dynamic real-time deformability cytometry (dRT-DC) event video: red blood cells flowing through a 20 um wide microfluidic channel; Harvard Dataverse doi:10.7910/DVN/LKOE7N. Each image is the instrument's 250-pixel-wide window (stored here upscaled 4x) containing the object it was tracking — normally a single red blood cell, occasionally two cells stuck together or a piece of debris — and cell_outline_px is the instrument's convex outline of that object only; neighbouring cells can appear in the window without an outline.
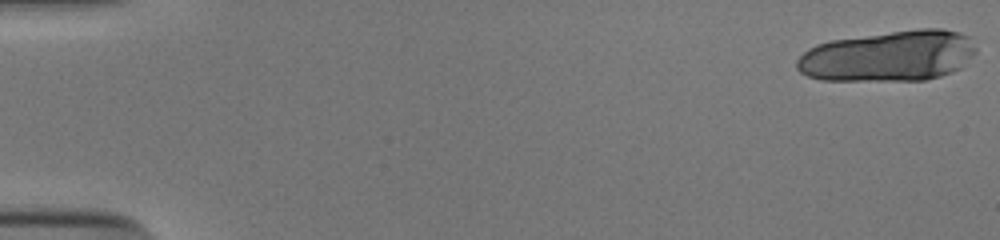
{"species": "human", "species_latin": "Homo sapiens", "temperature_condition": "cold", "stored_images_in_passage": 20, "camera_frame_rate_fps": 3000, "um_per_image_px": 0.085, "donor": {"sex": "male"}, "frame": {"image": 1, "passage_image": 1, "time_ms": 0.0, "image_size_px": [1000, 240], "cell_outline_px": [[976, 52], [960, 68], [952, 72], [940, 76], [924, 80], [820, 80], [808, 76], [800, 72], [796, 68], [796, 60], [808, 48], [816, 44], [828, 40], [920, 28], [940, 28], [960, 32], [968, 36], [976, 48]], "centroid_in_image_um": [75.52, 4.76], "position_along_channel_um": 9.5, "area_um2": 53.23}}